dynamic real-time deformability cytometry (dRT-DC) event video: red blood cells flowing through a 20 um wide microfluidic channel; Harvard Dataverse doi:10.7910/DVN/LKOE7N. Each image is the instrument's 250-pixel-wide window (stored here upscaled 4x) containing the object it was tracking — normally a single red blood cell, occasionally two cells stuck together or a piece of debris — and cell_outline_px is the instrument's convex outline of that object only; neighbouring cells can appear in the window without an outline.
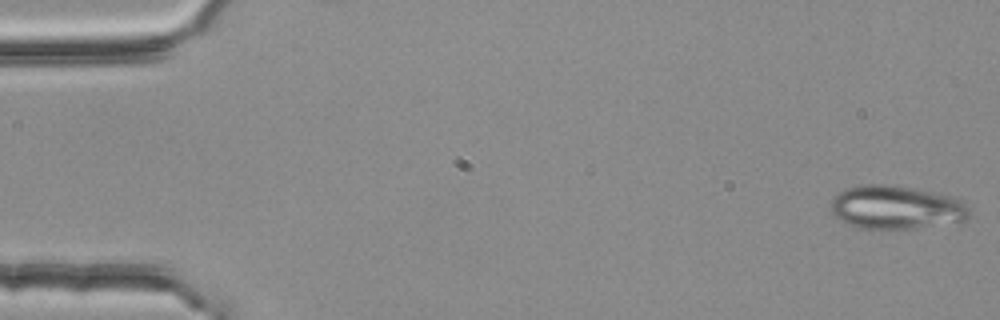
{"species": "common noctule bat (a hibernating species)", "species_latin": "Nyctalus noctula", "temperature_condition": "room temperature", "stored_images_in_passage": 4, "camera_frame_rate_fps": 3000, "um_per_image_px": 0.085, "animal": {"sex": "female", "body_mass_g": 25.1}, "frame": {"image": 1, "passage_image": 1, "time_ms": 0.0, "image_size_px": [1000, 320], "cell_outline_px": [[968, 216], [964, 220], [916, 228], [860, 228], [848, 224], [840, 220], [832, 212], [832, 200], [844, 188], [864, 184], [888, 184], [952, 196], [960, 200], [968, 208]], "centroid_in_image_um": [76.13, 17.62], "position_along_channel_um": 8.9, "area_um2": 34.45}}